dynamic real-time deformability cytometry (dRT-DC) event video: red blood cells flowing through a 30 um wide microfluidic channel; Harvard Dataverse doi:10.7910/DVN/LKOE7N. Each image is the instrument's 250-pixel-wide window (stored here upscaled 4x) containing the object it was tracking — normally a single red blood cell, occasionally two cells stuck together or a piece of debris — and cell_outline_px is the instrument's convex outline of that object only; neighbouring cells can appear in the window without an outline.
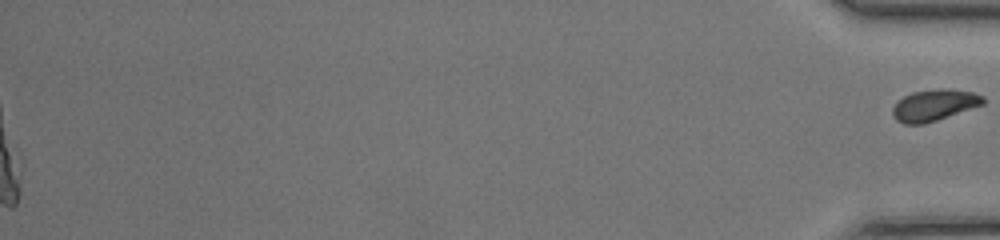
{"species": "common noctule bat (a hibernating species)", "species_latin": "Nyctalus noctula", "temperature_condition": "room temperature", "stored_images_in_passage": 49, "segment_of_instrument_passage": [2, 2], "camera_frame_rate_fps": 3000, "um_per_image_px": 0.085, "animal": {"sex": "female", "body_mass_g": 17.0, "forearm_length_mm": 48.0}, "frame": {"image": 1, "passage_image": 49, "time_ms": 16.0, "image_size_px": [1000, 240], "cell_outline_px": [[984, 104], [924, 124], [904, 124], [896, 120], [892, 112], [892, 108], [904, 96], [912, 92], [936, 88], [948, 88], [972, 92], [984, 96]], "centroid_in_image_um": [79.41, 8.92], "position_along_channel_um": 355.8, "area_um2": 16.47}}